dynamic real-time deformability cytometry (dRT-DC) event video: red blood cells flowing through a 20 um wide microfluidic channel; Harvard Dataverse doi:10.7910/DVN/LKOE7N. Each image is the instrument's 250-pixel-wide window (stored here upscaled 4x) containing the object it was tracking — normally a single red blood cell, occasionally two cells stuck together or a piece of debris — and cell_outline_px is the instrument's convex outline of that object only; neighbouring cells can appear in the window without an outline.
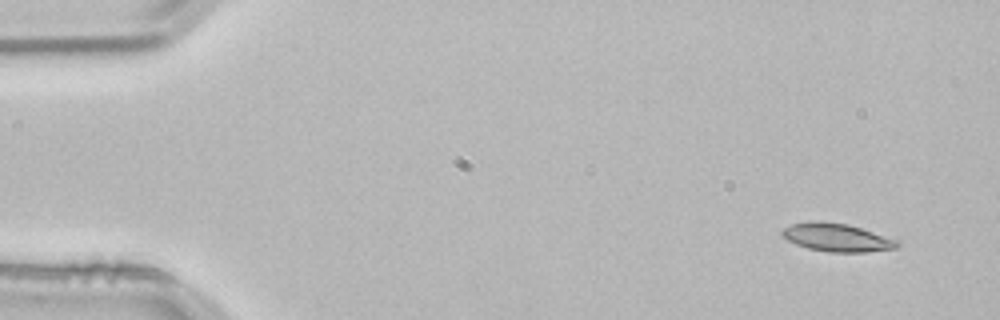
{"species": "common noctule bat (a hibernating species)", "species_latin": "Nyctalus noctula", "temperature_condition": "room temperature", "stored_images_in_passage": 4, "segment_of_instrument_passage": [2, 2], "camera_frame_rate_fps": 3000, "um_per_image_px": 0.085, "animal": {"sex": "male", "body_mass_g": 21.5, "forearm_length_mm": 52.0}, "frame": {"image": 1, "passage_image": 4, "time_ms": 1.0, "image_size_px": [1000, 320], "cell_outline_px": [[900, 244], [896, 248], [864, 252], [828, 252], [808, 248], [796, 244], [780, 236], [780, 232], [784, 228], [792, 224], [808, 220], [820, 220], [848, 224], [900, 240]], "centroid_in_image_um": [71.11, 20.17], "position_along_channel_um": 13.9, "area_um2": 19.13}}